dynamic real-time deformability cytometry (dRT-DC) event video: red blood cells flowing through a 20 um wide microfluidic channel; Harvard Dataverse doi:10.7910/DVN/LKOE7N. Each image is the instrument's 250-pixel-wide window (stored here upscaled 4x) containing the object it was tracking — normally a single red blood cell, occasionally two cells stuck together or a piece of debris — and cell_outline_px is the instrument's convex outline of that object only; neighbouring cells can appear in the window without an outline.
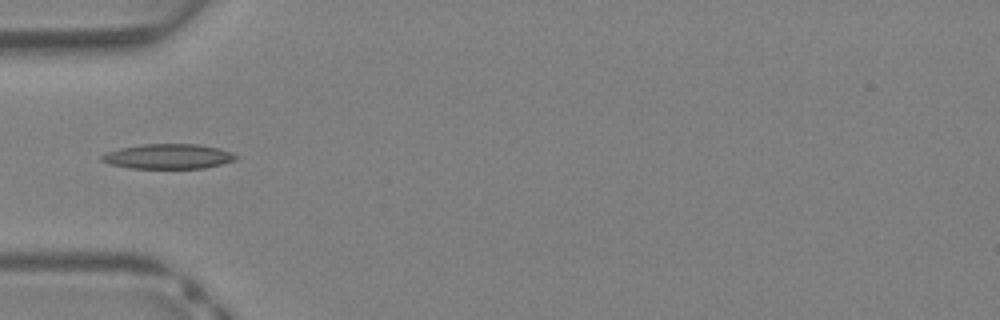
{"species": "Egyptian fruit bat (a non-hibernating species)", "species_latin": "Rousettus aegyptiacus", "temperature_condition": "warm", "stored_images_in_passage": 30, "segment_of_instrument_passage": [2, 2], "camera_frame_rate_fps": 3000, "um_per_image_px": 0.085, "animal": {"sex": "female"}, "frame": {"image": 1, "passage_image": 9, "time_ms": 2.667, "image_size_px": [1000, 320], "cell_outline_px": [[240, 156], [236, 160], [204, 168], [132, 168], [112, 164], [100, 160], [100, 156], [108, 152], [120, 148], [144, 144], [196, 144], [220, 148], [232, 152]], "centroid_in_image_um": [14.35, 13.29], "position_along_channel_um": 70.6, "area_um2": 19.36}}
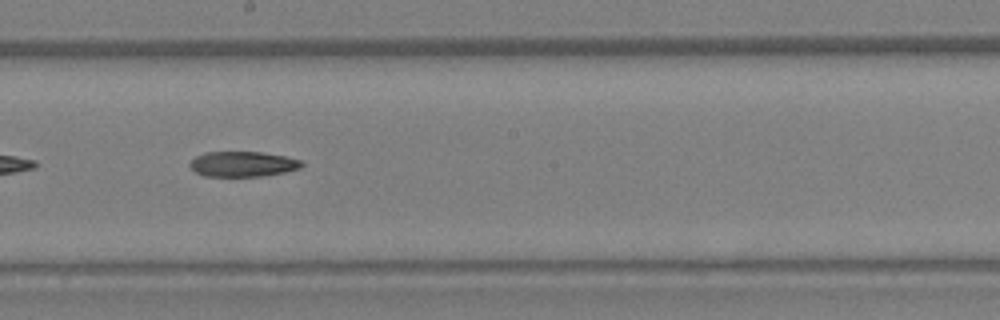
{"frame": {"image": 2, "passage_image": 18, "time_ms": 5.667, "image_size_px": [1000, 320], "cell_outline_px": [[304, 164], [300, 168], [284, 172], [260, 176], [204, 176], [196, 172], [188, 164], [196, 156], [204, 152], [260, 152], [284, 156], [304, 160]], "centroid_in_image_um": [20.65, 13.94], "position_along_channel_um": 227.6, "area_um2": 16.42}}
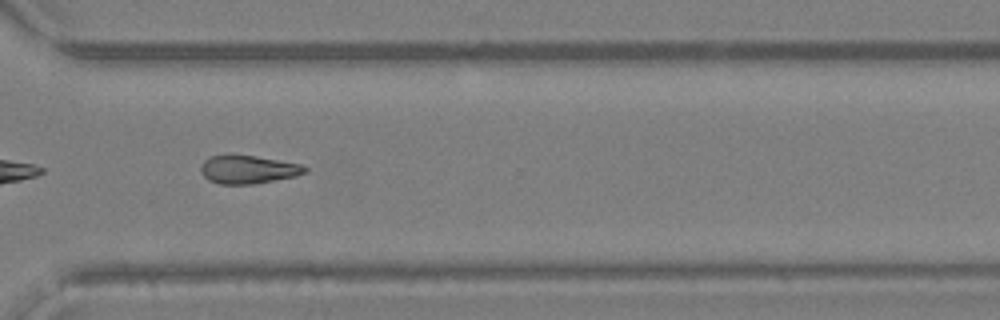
{"frame": {"image": 3, "passage_image": 25, "time_ms": 8.0, "image_size_px": [1000, 320], "cell_outline_px": [[308, 172], [296, 176], [252, 184], [220, 184], [208, 180], [200, 172], [200, 164], [204, 160], [212, 156], [256, 156], [300, 164], [308, 168]], "centroid_in_image_um": [21.09, 14.42], "position_along_channel_um": 349.5, "area_um2": 16.94}}